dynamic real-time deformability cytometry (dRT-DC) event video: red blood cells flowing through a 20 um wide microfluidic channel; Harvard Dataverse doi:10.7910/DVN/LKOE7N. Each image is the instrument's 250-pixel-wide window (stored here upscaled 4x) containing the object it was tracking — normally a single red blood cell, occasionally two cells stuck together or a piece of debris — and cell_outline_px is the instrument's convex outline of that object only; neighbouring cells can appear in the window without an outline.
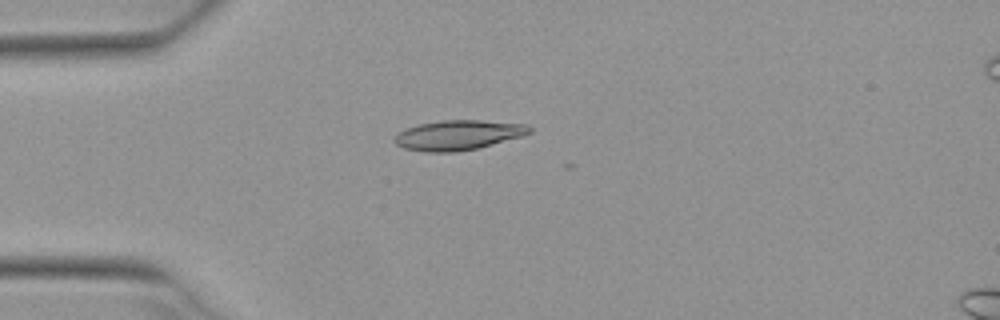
{"species": "Egyptian fruit bat (a non-hibernating species)", "species_latin": "Rousettus aegyptiacus", "temperature_condition": "warm", "stored_images_in_passage": 5, "camera_frame_rate_fps": 3000, "um_per_image_px": 0.085, "animal": {"sex": "female"}, "frame": {"image": 1, "passage_image": 3, "time_ms": 0.667, "image_size_px": [1000, 320], "cell_outline_px": [[532, 132], [520, 136], [476, 148], [456, 152], [424, 152], [404, 148], [396, 144], [392, 140], [396, 132], [404, 128], [420, 124], [440, 120], [480, 120], [528, 124], [532, 128]], "centroid_in_image_um": [38.88, 11.47], "position_along_channel_um": 46.1, "area_um2": 23.52}}